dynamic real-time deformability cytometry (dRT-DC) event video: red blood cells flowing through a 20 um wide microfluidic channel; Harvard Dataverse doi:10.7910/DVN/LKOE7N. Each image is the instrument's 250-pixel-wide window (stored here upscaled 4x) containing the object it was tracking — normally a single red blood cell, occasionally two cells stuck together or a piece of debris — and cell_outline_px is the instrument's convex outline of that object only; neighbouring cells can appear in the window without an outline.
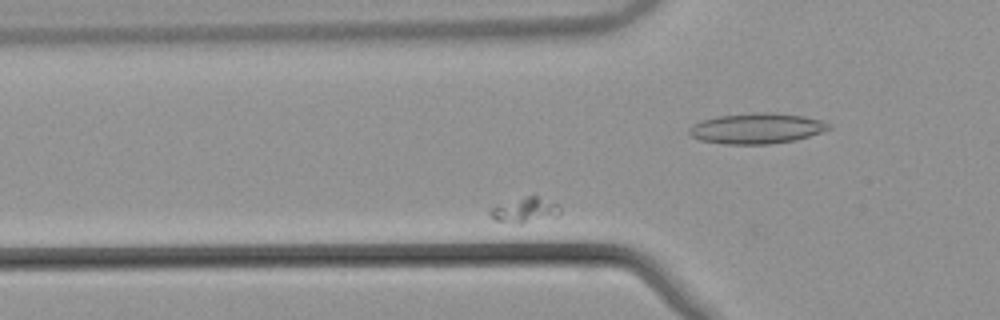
{"species": "common noctule bat (a hibernating species)", "species_latin": "Nyctalus noctula", "temperature_condition": "warm", "stored_images_in_passage": 53, "segment_of_instrument_passage": [1, 2], "camera_frame_rate_fps": 3000, "um_per_image_px": 0.085, "animal": {"sex": "male", "body_mass_g": 21.5, "forearm_length_mm": 52.0}, "frame": {"image": 1, "passage_image": 17, "time_ms": 5.333, "image_size_px": [1000, 320], "cell_outline_px": [[560, 212], [556, 216], [520, 224], [512, 224], [496, 220], [488, 216], [488, 212], [496, 204], [528, 196], [536, 196], [560, 204]], "centroid_in_image_um": [44.58, 17.87], "position_along_channel_um": 81.2, "area_um2": 10.35}}
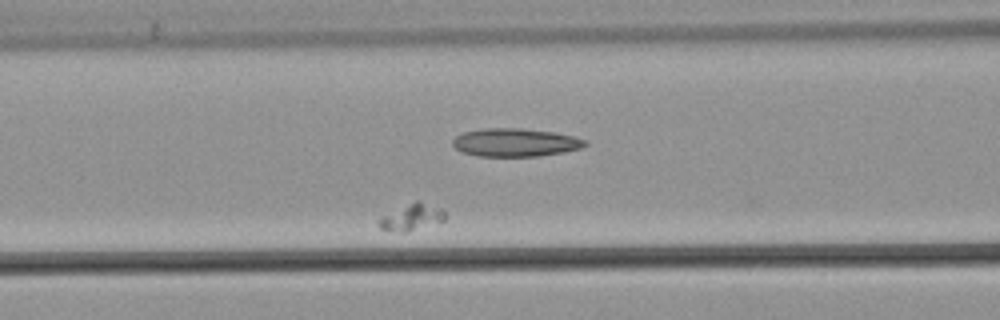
{"frame": {"image": 2, "passage_image": 22, "time_ms": 7.0, "image_size_px": [1000, 320], "cell_outline_px": [[444, 220], [404, 232], [400, 232], [380, 228], [376, 224], [376, 220], [380, 216], [416, 200], [420, 200], [444, 208]], "centroid_in_image_um": [34.95, 18.42], "position_along_channel_um": 131.6, "area_um2": 10.23}}